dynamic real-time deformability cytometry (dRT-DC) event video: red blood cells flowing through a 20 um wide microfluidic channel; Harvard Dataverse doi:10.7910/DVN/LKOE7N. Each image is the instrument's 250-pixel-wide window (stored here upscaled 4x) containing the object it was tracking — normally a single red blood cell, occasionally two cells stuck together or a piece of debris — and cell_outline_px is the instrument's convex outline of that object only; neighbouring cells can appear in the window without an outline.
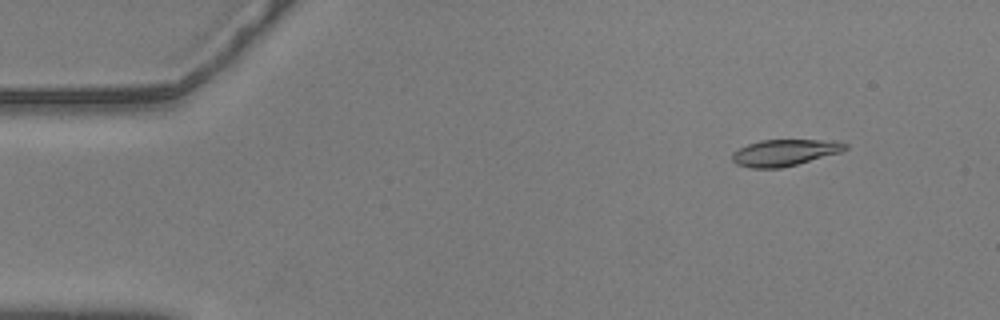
{"species": "common noctule bat (a hibernating species)", "species_latin": "Nyctalus noctula", "temperature_condition": "warm", "stored_images_in_passage": 53, "camera_frame_rate_fps": 3000, "um_per_image_px": 0.085, "animal": {"sex": "male", "body_mass_g": 20.5, "forearm_length_mm": 52.5}, "frame": {"image": 1, "passage_image": 2, "time_ms": 0.333, "image_size_px": [1000, 320], "cell_outline_px": [[848, 148], [840, 152], [796, 164], [780, 168], [748, 168], [736, 164], [732, 160], [732, 152], [748, 144], [760, 140], [836, 140], [848, 144]], "centroid_in_image_um": [66.68, 12.97], "position_along_channel_um": 18.3, "area_um2": 17.4}}
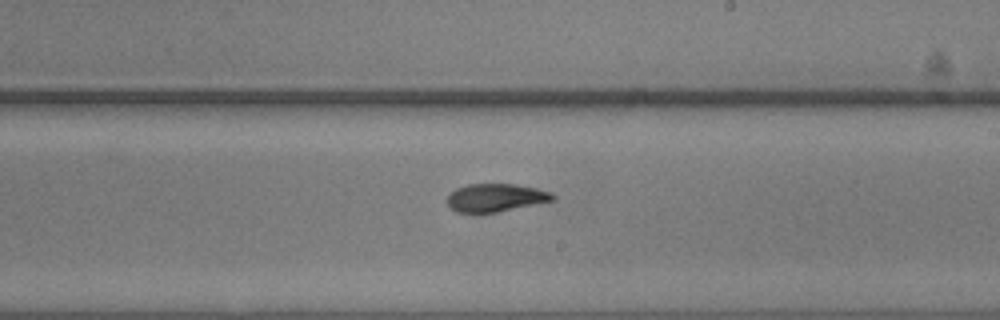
{"frame": {"image": 2, "passage_image": 29, "time_ms": 9.333, "image_size_px": [1000, 320], "cell_outline_px": [[556, 200], [496, 212], [456, 212], [448, 204], [448, 196], [456, 188], [468, 184], [516, 184], [536, 188], [552, 192], [556, 196]], "centroid_in_image_um": [42.18, 16.79], "position_along_channel_um": 246.8, "area_um2": 17.11}}
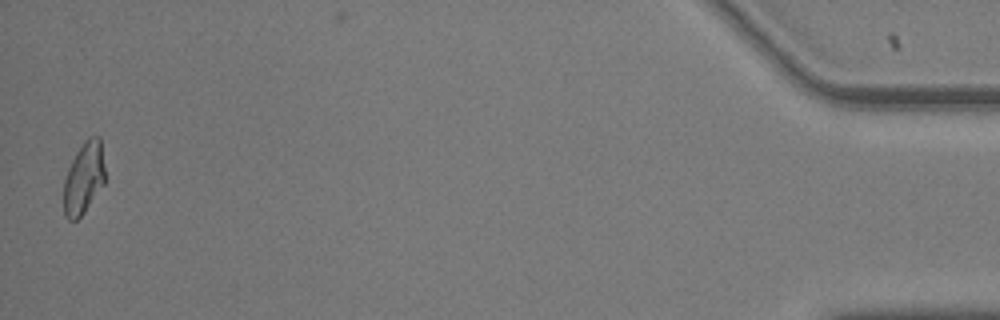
{"frame": {"image": 3, "passage_image": 52, "time_ms": 17.0, "image_size_px": [1000, 320], "cell_outline_px": [[104, 184], [84, 212], [76, 220], [68, 220], [64, 216], [64, 180], [68, 168], [76, 152], [84, 140], [88, 136], [100, 136], [104, 168]], "centroid_in_image_um": [7.11, 15.12], "position_along_channel_um": 428.1, "area_um2": 17.22}, "authors_computed_cell_mechanics": {"area_um2": 17.8024, "velocity_mm_per_s": 3.569, "shape_relaxation_time_tau1_ms": null, "shape_relaxation_time_tau2_ms": 3.0595, "deformation_change_tau1": null, "deformation_change_tau2": 0.0895}}